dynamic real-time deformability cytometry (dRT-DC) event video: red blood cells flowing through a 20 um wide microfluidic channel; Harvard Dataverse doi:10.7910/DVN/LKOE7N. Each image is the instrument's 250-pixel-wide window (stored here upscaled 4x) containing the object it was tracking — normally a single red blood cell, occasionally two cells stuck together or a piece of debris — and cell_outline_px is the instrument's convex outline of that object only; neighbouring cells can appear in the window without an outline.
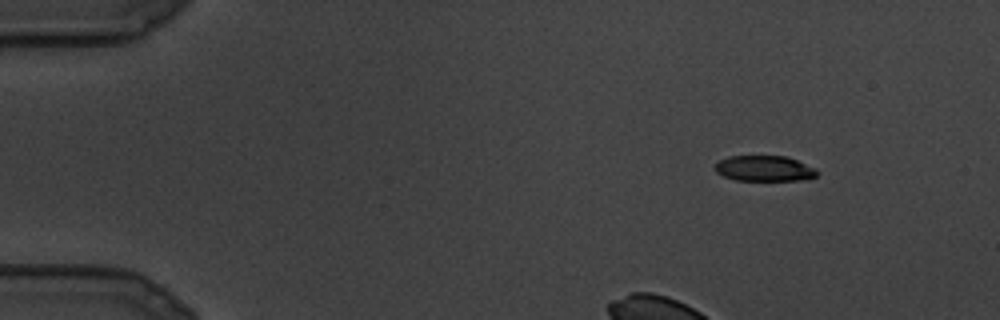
{"species": "common noctule bat (a hibernating species)", "species_latin": "Nyctalus noctula", "temperature_condition": "cold", "stored_images_in_passage": 25, "camera_frame_rate_fps": 3000, "um_per_image_px": 0.085, "animal": {"sex": "male", "body_mass_g": 19.5, "forearm_length_mm": 54.6}, "frame": {"image": 1, "passage_image": 1, "time_ms": 0.0, "image_size_px": [1000, 320], "cell_outline_px": [[820, 172], [816, 176], [800, 180], [736, 180], [724, 176], [716, 172], [716, 164], [720, 160], [728, 156], [788, 156], [816, 168]], "centroid_in_image_um": [65.01, 14.31], "position_along_channel_um": 20.0, "area_um2": 15.2}}